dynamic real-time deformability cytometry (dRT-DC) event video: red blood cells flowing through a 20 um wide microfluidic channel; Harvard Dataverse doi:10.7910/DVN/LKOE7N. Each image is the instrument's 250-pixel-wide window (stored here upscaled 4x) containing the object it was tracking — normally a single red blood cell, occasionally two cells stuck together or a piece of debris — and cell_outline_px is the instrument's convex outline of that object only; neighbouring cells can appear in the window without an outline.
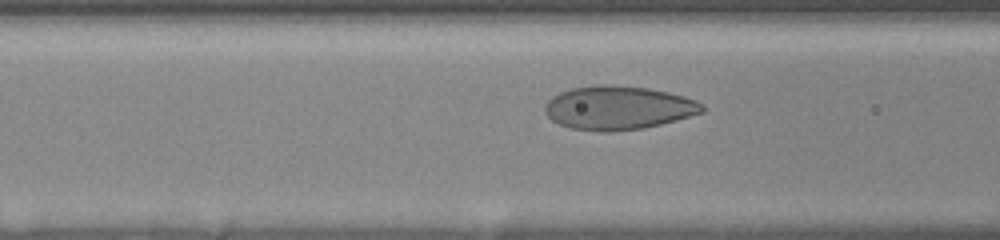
{"species": "human", "species_latin": "Homo sapiens", "temperature_condition": "room temperature", "stored_images_in_passage": 59, "camera_frame_rate_fps": 3000, "um_per_image_px": 0.085, "donor": {"sex": "female"}, "frame": {"image": 1, "passage_image": 19, "time_ms": 5.0, "image_size_px": [1000, 240], "cell_outline_px": [[704, 112], [676, 120], [644, 128], [612, 132], [600, 132], [568, 128], [552, 120], [544, 112], [544, 108], [548, 100], [552, 96], [560, 92], [572, 88], [596, 84], [608, 84], [648, 88], [668, 92], [684, 96], [696, 100], [704, 104]], "centroid_in_image_um": [52.54, 9.16], "position_along_channel_um": 114.1, "area_um2": 40.34}}
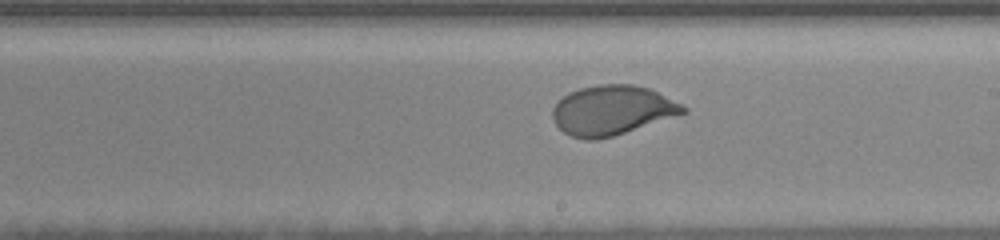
{"frame": {"image": 2, "passage_image": 33, "time_ms": 8.333, "image_size_px": [1000, 240], "cell_outline_px": [[688, 112], [612, 136], [596, 140], [588, 140], [572, 136], [564, 132], [552, 120], [552, 108], [568, 92], [580, 88], [600, 84], [632, 84], [648, 88], [688, 108]], "centroid_in_image_um": [51.99, 9.37], "position_along_channel_um": 237.0, "area_um2": 37.28}}
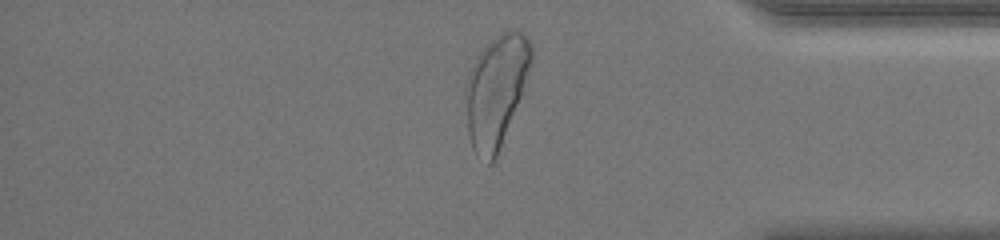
{"frame": {"image": 3, "passage_image": 50, "time_ms": 13.0, "image_size_px": [1000, 240], "cell_outline_px": [[532, 56], [520, 96], [496, 156], [492, 164], [488, 164], [476, 156], [472, 148], [468, 132], [468, 88], [472, 68], [476, 56], [496, 36], [508, 28], [520, 32], [528, 40], [532, 48]], "centroid_in_image_um": [42.18, 7.72], "position_along_channel_um": 393.0, "area_um2": 40.69}, "authors_computed_cell_mechanics": {"area_um2": 38.4948, "velocity_mm_per_s": 3.6902, "shape_relaxation_time_tau1_ms": 3.2955, "shape_relaxation_time_tau2_ms": null, "deformation_change_tau1": 0.1628, "deformation_change_tau2": null}}